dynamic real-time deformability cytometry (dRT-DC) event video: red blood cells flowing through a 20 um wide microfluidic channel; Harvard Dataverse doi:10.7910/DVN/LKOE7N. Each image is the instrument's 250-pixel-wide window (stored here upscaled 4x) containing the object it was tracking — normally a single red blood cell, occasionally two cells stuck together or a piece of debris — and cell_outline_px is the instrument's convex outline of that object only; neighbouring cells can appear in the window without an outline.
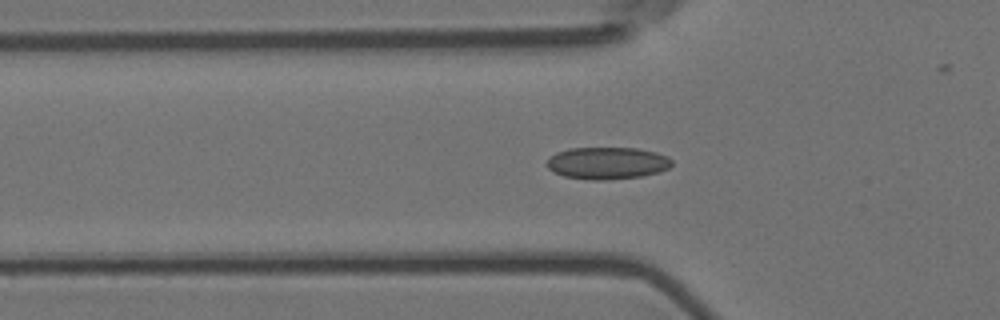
{"species": "Egyptian fruit bat (a non-hibernating species)", "species_latin": "Rousettus aegyptiacus", "temperature_condition": "room temperature", "stored_images_in_passage": 54, "camera_frame_rate_fps": 3000, "um_per_image_px": 0.085, "animal": {"sex": "female"}, "frame": {"image": 1, "passage_image": 17, "time_ms": 5.333, "image_size_px": [1000, 320], "cell_outline_px": [[672, 164], [668, 168], [660, 172], [640, 176], [608, 180], [592, 180], [564, 176], [552, 172], [548, 168], [548, 160], [556, 152], [568, 148], [636, 148], [656, 152], [668, 156], [672, 160]], "centroid_in_image_um": [51.63, 13.86], "position_along_channel_um": 74.2, "area_um2": 23.41}}
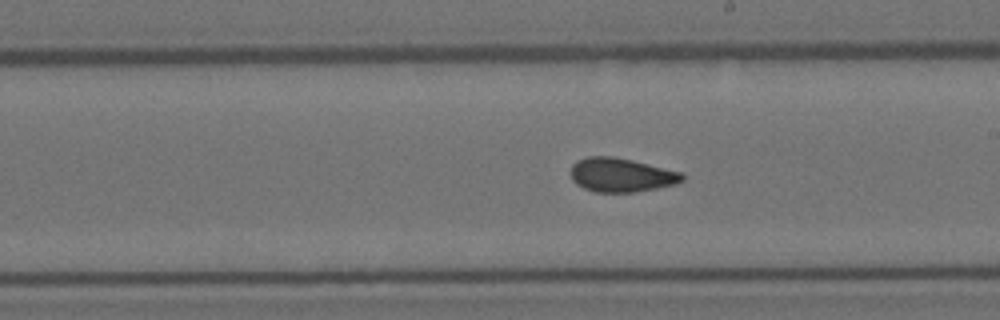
{"frame": {"image": 2, "passage_image": 30, "time_ms": 9.667, "image_size_px": [1000, 320], "cell_outline_px": [[684, 180], [676, 184], [636, 192], [596, 192], [584, 188], [576, 184], [572, 180], [572, 164], [576, 160], [588, 156], [612, 156], [632, 160], [684, 172]], "centroid_in_image_um": [52.83, 14.87], "position_along_channel_um": 236.2, "area_um2": 22.2}}
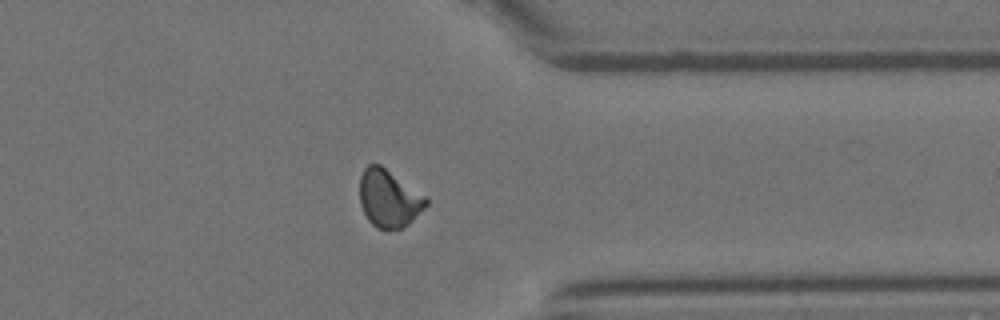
{"frame": {"image": 3, "passage_image": 42, "time_ms": 13.667, "image_size_px": [1000, 320], "cell_outline_px": [[428, 204], [408, 224], [400, 228], [376, 228], [368, 220], [360, 204], [360, 176], [364, 168], [368, 164], [380, 164], [428, 196]], "centroid_in_image_um": [33.06, 16.84], "position_along_channel_um": 378.3, "area_um2": 22.31}, "authors_computed_cell_mechanics": {"area_um2": 22.1663, "velocity_mm_per_s": 3.7246, "shape_relaxation_time_tau1_ms": null, "shape_relaxation_time_tau2_ms": 1.7101, "deformation_change_tau1": null, "deformation_change_tau2": 0.0685}}